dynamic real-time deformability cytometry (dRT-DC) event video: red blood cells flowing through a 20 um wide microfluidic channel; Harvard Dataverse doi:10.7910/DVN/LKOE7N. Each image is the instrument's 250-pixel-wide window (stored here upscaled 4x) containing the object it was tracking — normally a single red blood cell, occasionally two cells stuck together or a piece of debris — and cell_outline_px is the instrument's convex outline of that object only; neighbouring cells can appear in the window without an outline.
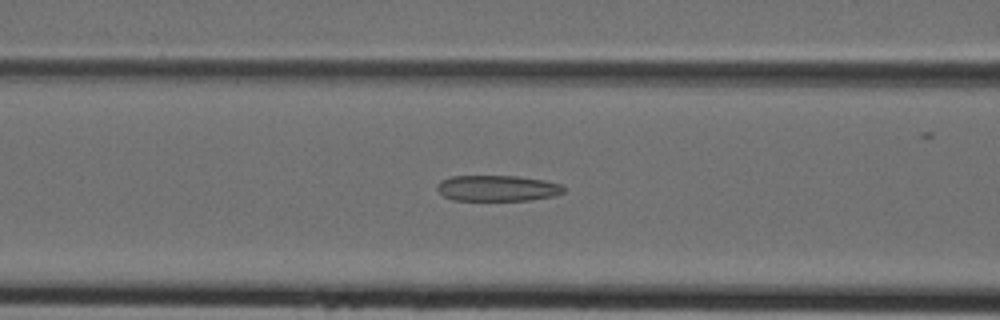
{"species": "Egyptian fruit bat (a non-hibernating species)", "species_latin": "Rousettus aegyptiacus", "temperature_condition": "cold", "stored_images_in_passage": 34, "camera_frame_rate_fps": 3000, "um_per_image_px": 0.085, "animal": {"sex": "female"}, "frame": {"image": 1, "passage_image": 16, "time_ms": 5.0, "image_size_px": [1000, 320], "cell_outline_px": [[564, 192], [556, 196], [532, 200], [452, 200], [444, 196], [436, 188], [436, 184], [440, 180], [452, 176], [516, 176], [544, 180], [560, 184], [564, 188]], "centroid_in_image_um": [42.27, 16.0], "position_along_channel_um": 124.3, "area_um2": 19.19}}
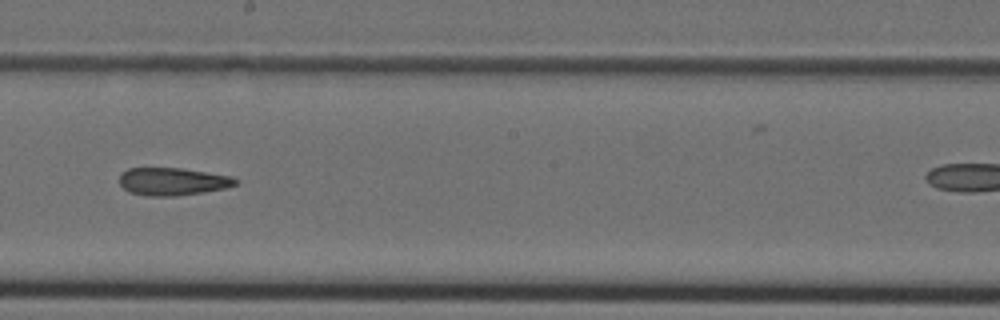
{"frame": {"image": 2, "passage_image": 23, "time_ms": 7.333, "image_size_px": [1000, 320], "cell_outline_px": [[240, 180], [236, 184], [224, 188], [176, 196], [148, 196], [128, 192], [120, 184], [120, 172], [128, 168], [180, 168], [232, 176]], "centroid_in_image_um": [14.64, 15.42], "position_along_channel_um": 233.6, "area_um2": 18.67}}
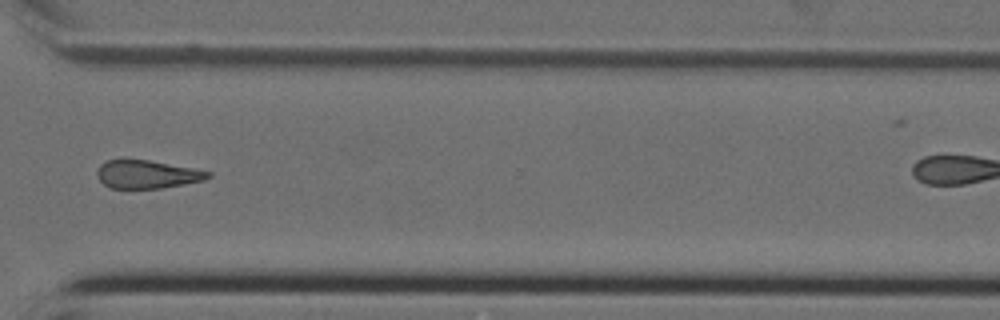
{"frame": {"image": 3, "passage_image": 31, "time_ms": 10.0, "image_size_px": [1000, 320], "cell_outline_px": [[212, 176], [204, 180], [184, 184], [160, 188], [112, 188], [104, 184], [96, 176], [96, 172], [100, 164], [108, 160], [124, 156], [148, 160], [192, 168], [212, 172]], "centroid_in_image_um": [12.45, 14.78], "position_along_channel_um": 358.2, "area_um2": 18.61}}